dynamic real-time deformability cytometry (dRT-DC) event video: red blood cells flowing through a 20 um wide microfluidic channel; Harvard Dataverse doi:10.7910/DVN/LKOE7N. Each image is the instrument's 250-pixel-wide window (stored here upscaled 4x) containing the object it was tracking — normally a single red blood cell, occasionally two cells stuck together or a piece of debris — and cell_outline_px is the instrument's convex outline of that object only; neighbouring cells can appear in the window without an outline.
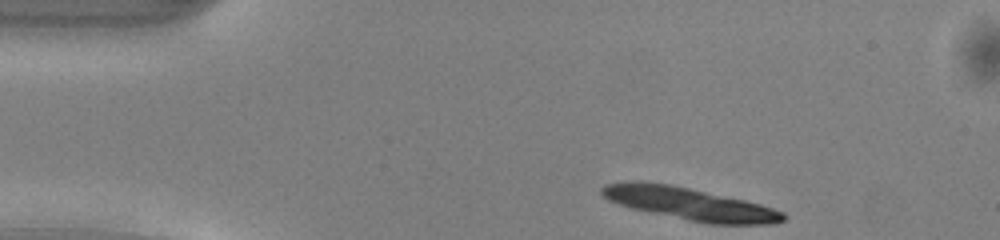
{"species": "common noctule bat (a hibernating species)", "species_latin": "Nyctalus noctula", "temperature_condition": "warm", "stored_images_in_passage": 44, "camera_frame_rate_fps": 3000, "um_per_image_px": 0.085, "animal": {"sex": "male", "body_mass_g": 13.0, "forearm_length_mm": 53.1}, "frame": {"image": 1, "passage_image": 1, "time_ms": 0.0, "image_size_px": [1000, 240], "cell_outline_px": [[788, 216], [784, 220], [772, 224], [708, 224], [688, 220], [632, 208], [608, 200], [600, 192], [600, 188], [604, 184], [628, 180], [640, 180], [672, 184], [744, 200], [760, 204], [784, 212]], "centroid_in_image_um": [58.59, 17.3], "position_along_channel_um": 26.4, "area_um2": 34.39}}
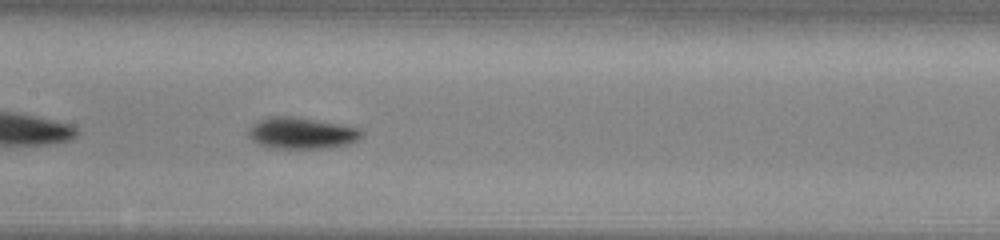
{"frame": {"image": 2, "passage_image": 18, "time_ms": 5.667, "image_size_px": [1000, 240], "cell_outline_px": [[364, 136], [348, 144], [328, 148], [268, 148], [252, 140], [248, 136], [248, 132], [252, 124], [268, 116], [296, 116], [360, 128], [364, 132]], "centroid_in_image_um": [25.64, 11.31], "position_along_channel_um": 181.8, "area_um2": 20.87}}
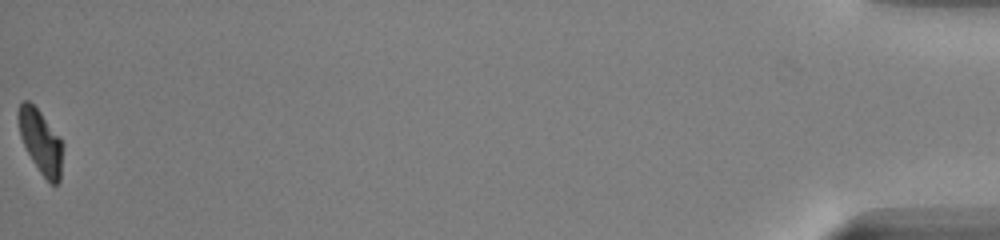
{"frame": {"image": 3, "passage_image": 44, "time_ms": 14.333, "image_size_px": [1000, 240], "cell_outline_px": [[60, 180], [56, 184], [52, 184], [40, 172], [32, 160], [20, 136], [16, 116], [20, 104], [24, 100], [28, 100], [40, 112], [60, 136]], "centroid_in_image_um": [3.4, 11.98], "position_along_channel_um": 431.8, "area_um2": 15.95}, "authors_computed_cell_mechanics": {"area_um2": 19.2185, "velocity_mm_per_s": 4.1051, "shape_relaxation_time_tau1_ms": 1.5361, "shape_relaxation_time_tau2_ms": null, "deformation_change_tau1": 0.1418, "deformation_change_tau2": null}}